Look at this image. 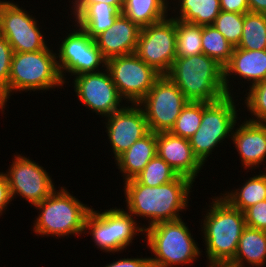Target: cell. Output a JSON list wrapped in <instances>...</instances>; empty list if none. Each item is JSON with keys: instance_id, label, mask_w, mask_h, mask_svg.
I'll return each instance as SVG.
<instances>
[{"instance_id": "cell-1", "label": "cell", "mask_w": 266, "mask_h": 267, "mask_svg": "<svg viewBox=\"0 0 266 267\" xmlns=\"http://www.w3.org/2000/svg\"><path fill=\"white\" fill-rule=\"evenodd\" d=\"M123 183L125 210L135 219L145 220L143 230L161 222L181 219V213L191 206L189 198L194 182L187 177L179 175L175 180L155 187L140 184L135 178Z\"/></svg>"}, {"instance_id": "cell-2", "label": "cell", "mask_w": 266, "mask_h": 267, "mask_svg": "<svg viewBox=\"0 0 266 267\" xmlns=\"http://www.w3.org/2000/svg\"><path fill=\"white\" fill-rule=\"evenodd\" d=\"M209 198L202 208L199 228L205 247L206 264H228L235 256L239 239L247 227L244 212L232 207L220 195ZM209 207V208H208ZM207 208V209H206Z\"/></svg>"}, {"instance_id": "cell-3", "label": "cell", "mask_w": 266, "mask_h": 267, "mask_svg": "<svg viewBox=\"0 0 266 267\" xmlns=\"http://www.w3.org/2000/svg\"><path fill=\"white\" fill-rule=\"evenodd\" d=\"M53 49L51 44L40 51L13 53L8 85L0 92L4 107H7V102L10 103V97L18 92L46 93L55 91V88H63L65 91L57 65L56 50Z\"/></svg>"}, {"instance_id": "cell-4", "label": "cell", "mask_w": 266, "mask_h": 267, "mask_svg": "<svg viewBox=\"0 0 266 267\" xmlns=\"http://www.w3.org/2000/svg\"><path fill=\"white\" fill-rule=\"evenodd\" d=\"M193 102H215L227 95L224 68L205 54L175 58L166 74Z\"/></svg>"}, {"instance_id": "cell-5", "label": "cell", "mask_w": 266, "mask_h": 267, "mask_svg": "<svg viewBox=\"0 0 266 267\" xmlns=\"http://www.w3.org/2000/svg\"><path fill=\"white\" fill-rule=\"evenodd\" d=\"M187 224L181 218L161 222L144 230L142 240L152 252L149 256L152 267H186L199 261L203 249L194 240Z\"/></svg>"}, {"instance_id": "cell-6", "label": "cell", "mask_w": 266, "mask_h": 267, "mask_svg": "<svg viewBox=\"0 0 266 267\" xmlns=\"http://www.w3.org/2000/svg\"><path fill=\"white\" fill-rule=\"evenodd\" d=\"M66 187L55 189L34 207L38 216L32 230L36 236L64 238L84 233L85 219L92 206L81 202Z\"/></svg>"}, {"instance_id": "cell-7", "label": "cell", "mask_w": 266, "mask_h": 267, "mask_svg": "<svg viewBox=\"0 0 266 267\" xmlns=\"http://www.w3.org/2000/svg\"><path fill=\"white\" fill-rule=\"evenodd\" d=\"M236 97L239 98L238 95H226L215 102H202L201 124L196 133L189 138V142L193 153L204 166L212 152L226 142V138L231 141L234 126L238 119L243 117L238 116L241 111L244 112L240 110L242 107L238 108V105H243L240 103L243 100Z\"/></svg>"}, {"instance_id": "cell-8", "label": "cell", "mask_w": 266, "mask_h": 267, "mask_svg": "<svg viewBox=\"0 0 266 267\" xmlns=\"http://www.w3.org/2000/svg\"><path fill=\"white\" fill-rule=\"evenodd\" d=\"M141 222L120 207L99 211L92 206L85 219L83 236L90 234L95 247L112 256L111 253L126 252L136 235H144Z\"/></svg>"}, {"instance_id": "cell-9", "label": "cell", "mask_w": 266, "mask_h": 267, "mask_svg": "<svg viewBox=\"0 0 266 267\" xmlns=\"http://www.w3.org/2000/svg\"><path fill=\"white\" fill-rule=\"evenodd\" d=\"M73 24L72 28H69L70 30L67 28L69 33L63 31L67 35L63 34V37L58 38L60 39L58 43L60 41L61 43L57 44L58 49L56 50L58 69L65 85L71 82L69 80L71 78L68 76L75 77L84 73L101 71L105 69L107 61L94 39L76 23Z\"/></svg>"}, {"instance_id": "cell-10", "label": "cell", "mask_w": 266, "mask_h": 267, "mask_svg": "<svg viewBox=\"0 0 266 267\" xmlns=\"http://www.w3.org/2000/svg\"><path fill=\"white\" fill-rule=\"evenodd\" d=\"M14 0H2L0 6V34L11 45L13 52H35L46 49V34L40 30L36 16ZM19 4V5H18Z\"/></svg>"}, {"instance_id": "cell-11", "label": "cell", "mask_w": 266, "mask_h": 267, "mask_svg": "<svg viewBox=\"0 0 266 267\" xmlns=\"http://www.w3.org/2000/svg\"><path fill=\"white\" fill-rule=\"evenodd\" d=\"M188 102L177 85L167 75H161L138 104L144 111L149 130L158 133L171 130Z\"/></svg>"}, {"instance_id": "cell-12", "label": "cell", "mask_w": 266, "mask_h": 267, "mask_svg": "<svg viewBox=\"0 0 266 267\" xmlns=\"http://www.w3.org/2000/svg\"><path fill=\"white\" fill-rule=\"evenodd\" d=\"M106 68L120 96L129 104H138L161 76L135 53L108 59Z\"/></svg>"}, {"instance_id": "cell-13", "label": "cell", "mask_w": 266, "mask_h": 267, "mask_svg": "<svg viewBox=\"0 0 266 267\" xmlns=\"http://www.w3.org/2000/svg\"><path fill=\"white\" fill-rule=\"evenodd\" d=\"M13 157L5 170L12 200L20 196V200L23 198L34 207L56 189L55 183L49 172L36 160L18 152Z\"/></svg>"}, {"instance_id": "cell-14", "label": "cell", "mask_w": 266, "mask_h": 267, "mask_svg": "<svg viewBox=\"0 0 266 267\" xmlns=\"http://www.w3.org/2000/svg\"><path fill=\"white\" fill-rule=\"evenodd\" d=\"M135 54L158 73L166 75L176 58V19L169 15L141 28Z\"/></svg>"}, {"instance_id": "cell-15", "label": "cell", "mask_w": 266, "mask_h": 267, "mask_svg": "<svg viewBox=\"0 0 266 267\" xmlns=\"http://www.w3.org/2000/svg\"><path fill=\"white\" fill-rule=\"evenodd\" d=\"M72 87L79 100V106L95 112L101 118L109 116L126 105L105 69L72 77ZM124 103V104H123Z\"/></svg>"}, {"instance_id": "cell-16", "label": "cell", "mask_w": 266, "mask_h": 267, "mask_svg": "<svg viewBox=\"0 0 266 267\" xmlns=\"http://www.w3.org/2000/svg\"><path fill=\"white\" fill-rule=\"evenodd\" d=\"M101 121L105 125L104 129H106L114 161L134 142L150 132L144 111L139 104L127 103L123 108L104 117Z\"/></svg>"}, {"instance_id": "cell-17", "label": "cell", "mask_w": 266, "mask_h": 267, "mask_svg": "<svg viewBox=\"0 0 266 267\" xmlns=\"http://www.w3.org/2000/svg\"><path fill=\"white\" fill-rule=\"evenodd\" d=\"M224 68V86L227 92V95L236 96L245 92V86L247 83V88L255 85L258 82H261L266 79V50H245L238 47L233 49L230 61L223 67ZM239 76V77H238ZM239 79H238V78ZM235 78V79H232ZM237 79V83L236 80ZM244 80L242 84L241 81ZM241 83L243 92L239 90L241 87L235 89L238 83ZM230 83V84H229ZM236 84V85H235ZM237 92H235L234 90Z\"/></svg>"}, {"instance_id": "cell-18", "label": "cell", "mask_w": 266, "mask_h": 267, "mask_svg": "<svg viewBox=\"0 0 266 267\" xmlns=\"http://www.w3.org/2000/svg\"><path fill=\"white\" fill-rule=\"evenodd\" d=\"M237 121L235 124L231 140L233 149L239 155L241 169L253 173L260 165H266V123H258L247 120ZM235 147V148H234ZM249 170V171H248ZM263 170H266V166ZM253 171V172H252Z\"/></svg>"}, {"instance_id": "cell-19", "label": "cell", "mask_w": 266, "mask_h": 267, "mask_svg": "<svg viewBox=\"0 0 266 267\" xmlns=\"http://www.w3.org/2000/svg\"><path fill=\"white\" fill-rule=\"evenodd\" d=\"M157 155L170 165L178 175L196 182L195 179L204 165L193 153L189 139L175 136L170 132L156 133Z\"/></svg>"}, {"instance_id": "cell-20", "label": "cell", "mask_w": 266, "mask_h": 267, "mask_svg": "<svg viewBox=\"0 0 266 267\" xmlns=\"http://www.w3.org/2000/svg\"><path fill=\"white\" fill-rule=\"evenodd\" d=\"M141 28L122 13L113 25L94 38L103 57L108 60L116 56L135 53Z\"/></svg>"}, {"instance_id": "cell-21", "label": "cell", "mask_w": 266, "mask_h": 267, "mask_svg": "<svg viewBox=\"0 0 266 267\" xmlns=\"http://www.w3.org/2000/svg\"><path fill=\"white\" fill-rule=\"evenodd\" d=\"M68 7L71 13L69 19L93 39L109 29L121 14L116 7L105 3L70 4Z\"/></svg>"}, {"instance_id": "cell-22", "label": "cell", "mask_w": 266, "mask_h": 267, "mask_svg": "<svg viewBox=\"0 0 266 267\" xmlns=\"http://www.w3.org/2000/svg\"><path fill=\"white\" fill-rule=\"evenodd\" d=\"M156 149V133L150 131L121 154L114 162L123 182L135 178L157 154Z\"/></svg>"}, {"instance_id": "cell-23", "label": "cell", "mask_w": 266, "mask_h": 267, "mask_svg": "<svg viewBox=\"0 0 266 267\" xmlns=\"http://www.w3.org/2000/svg\"><path fill=\"white\" fill-rule=\"evenodd\" d=\"M265 263L266 231L246 227L239 239L237 252L227 265L229 267H264Z\"/></svg>"}, {"instance_id": "cell-24", "label": "cell", "mask_w": 266, "mask_h": 267, "mask_svg": "<svg viewBox=\"0 0 266 267\" xmlns=\"http://www.w3.org/2000/svg\"><path fill=\"white\" fill-rule=\"evenodd\" d=\"M169 4L172 18L201 26L212 25L221 12L220 0H170Z\"/></svg>"}, {"instance_id": "cell-25", "label": "cell", "mask_w": 266, "mask_h": 267, "mask_svg": "<svg viewBox=\"0 0 266 267\" xmlns=\"http://www.w3.org/2000/svg\"><path fill=\"white\" fill-rule=\"evenodd\" d=\"M259 169V173L248 177V180L241 183L236 189H223V193L219 195L224 198L232 207L244 212L250 206L258 202L266 200V170L264 172Z\"/></svg>"}, {"instance_id": "cell-26", "label": "cell", "mask_w": 266, "mask_h": 267, "mask_svg": "<svg viewBox=\"0 0 266 267\" xmlns=\"http://www.w3.org/2000/svg\"><path fill=\"white\" fill-rule=\"evenodd\" d=\"M170 0H125L122 14L140 28L157 23L170 14Z\"/></svg>"}, {"instance_id": "cell-27", "label": "cell", "mask_w": 266, "mask_h": 267, "mask_svg": "<svg viewBox=\"0 0 266 267\" xmlns=\"http://www.w3.org/2000/svg\"><path fill=\"white\" fill-rule=\"evenodd\" d=\"M237 47L245 50H266V14H244L242 37Z\"/></svg>"}, {"instance_id": "cell-28", "label": "cell", "mask_w": 266, "mask_h": 267, "mask_svg": "<svg viewBox=\"0 0 266 267\" xmlns=\"http://www.w3.org/2000/svg\"><path fill=\"white\" fill-rule=\"evenodd\" d=\"M202 26L176 19V58L203 53Z\"/></svg>"}, {"instance_id": "cell-29", "label": "cell", "mask_w": 266, "mask_h": 267, "mask_svg": "<svg viewBox=\"0 0 266 267\" xmlns=\"http://www.w3.org/2000/svg\"><path fill=\"white\" fill-rule=\"evenodd\" d=\"M203 54L215 59L223 67L230 61L234 47L213 25L202 26Z\"/></svg>"}, {"instance_id": "cell-30", "label": "cell", "mask_w": 266, "mask_h": 267, "mask_svg": "<svg viewBox=\"0 0 266 267\" xmlns=\"http://www.w3.org/2000/svg\"><path fill=\"white\" fill-rule=\"evenodd\" d=\"M179 175L157 154L135 177L143 185L155 187L175 180Z\"/></svg>"}, {"instance_id": "cell-31", "label": "cell", "mask_w": 266, "mask_h": 267, "mask_svg": "<svg viewBox=\"0 0 266 267\" xmlns=\"http://www.w3.org/2000/svg\"><path fill=\"white\" fill-rule=\"evenodd\" d=\"M202 120V102L189 101L181 110L171 134L185 139L191 138L199 129Z\"/></svg>"}, {"instance_id": "cell-32", "label": "cell", "mask_w": 266, "mask_h": 267, "mask_svg": "<svg viewBox=\"0 0 266 267\" xmlns=\"http://www.w3.org/2000/svg\"><path fill=\"white\" fill-rule=\"evenodd\" d=\"M244 98V109L250 112V117L246 116L249 121L266 123V79L246 88ZM248 91V92H247ZM253 116V117H252Z\"/></svg>"}, {"instance_id": "cell-33", "label": "cell", "mask_w": 266, "mask_h": 267, "mask_svg": "<svg viewBox=\"0 0 266 267\" xmlns=\"http://www.w3.org/2000/svg\"><path fill=\"white\" fill-rule=\"evenodd\" d=\"M244 14L221 11L213 22L226 40L235 48L238 46L243 32Z\"/></svg>"}, {"instance_id": "cell-34", "label": "cell", "mask_w": 266, "mask_h": 267, "mask_svg": "<svg viewBox=\"0 0 266 267\" xmlns=\"http://www.w3.org/2000/svg\"><path fill=\"white\" fill-rule=\"evenodd\" d=\"M13 53L7 39L0 34V92L8 85Z\"/></svg>"}, {"instance_id": "cell-35", "label": "cell", "mask_w": 266, "mask_h": 267, "mask_svg": "<svg viewBox=\"0 0 266 267\" xmlns=\"http://www.w3.org/2000/svg\"><path fill=\"white\" fill-rule=\"evenodd\" d=\"M244 216L247 227L266 231V200L247 208Z\"/></svg>"}, {"instance_id": "cell-36", "label": "cell", "mask_w": 266, "mask_h": 267, "mask_svg": "<svg viewBox=\"0 0 266 267\" xmlns=\"http://www.w3.org/2000/svg\"><path fill=\"white\" fill-rule=\"evenodd\" d=\"M103 267H152L151 261L149 256L147 257H133L132 256L130 258H117L116 257V261L115 259L112 262H109V264H105V266Z\"/></svg>"}, {"instance_id": "cell-37", "label": "cell", "mask_w": 266, "mask_h": 267, "mask_svg": "<svg viewBox=\"0 0 266 267\" xmlns=\"http://www.w3.org/2000/svg\"><path fill=\"white\" fill-rule=\"evenodd\" d=\"M10 187L5 172H0V216L5 213L12 202Z\"/></svg>"}, {"instance_id": "cell-38", "label": "cell", "mask_w": 266, "mask_h": 267, "mask_svg": "<svg viewBox=\"0 0 266 267\" xmlns=\"http://www.w3.org/2000/svg\"><path fill=\"white\" fill-rule=\"evenodd\" d=\"M221 11L246 14L250 12L248 0H220Z\"/></svg>"}, {"instance_id": "cell-39", "label": "cell", "mask_w": 266, "mask_h": 267, "mask_svg": "<svg viewBox=\"0 0 266 267\" xmlns=\"http://www.w3.org/2000/svg\"><path fill=\"white\" fill-rule=\"evenodd\" d=\"M69 4H95V3H105L110 6L116 7L122 12L125 0H68Z\"/></svg>"}, {"instance_id": "cell-40", "label": "cell", "mask_w": 266, "mask_h": 267, "mask_svg": "<svg viewBox=\"0 0 266 267\" xmlns=\"http://www.w3.org/2000/svg\"><path fill=\"white\" fill-rule=\"evenodd\" d=\"M251 13L266 14V0H248Z\"/></svg>"}, {"instance_id": "cell-41", "label": "cell", "mask_w": 266, "mask_h": 267, "mask_svg": "<svg viewBox=\"0 0 266 267\" xmlns=\"http://www.w3.org/2000/svg\"><path fill=\"white\" fill-rule=\"evenodd\" d=\"M206 267H229L227 264H208Z\"/></svg>"}, {"instance_id": "cell-42", "label": "cell", "mask_w": 266, "mask_h": 267, "mask_svg": "<svg viewBox=\"0 0 266 267\" xmlns=\"http://www.w3.org/2000/svg\"><path fill=\"white\" fill-rule=\"evenodd\" d=\"M4 109L6 110L7 108H5V107L2 105V103H1V99H0V112H1L2 114H5V113H4Z\"/></svg>"}]
</instances>
